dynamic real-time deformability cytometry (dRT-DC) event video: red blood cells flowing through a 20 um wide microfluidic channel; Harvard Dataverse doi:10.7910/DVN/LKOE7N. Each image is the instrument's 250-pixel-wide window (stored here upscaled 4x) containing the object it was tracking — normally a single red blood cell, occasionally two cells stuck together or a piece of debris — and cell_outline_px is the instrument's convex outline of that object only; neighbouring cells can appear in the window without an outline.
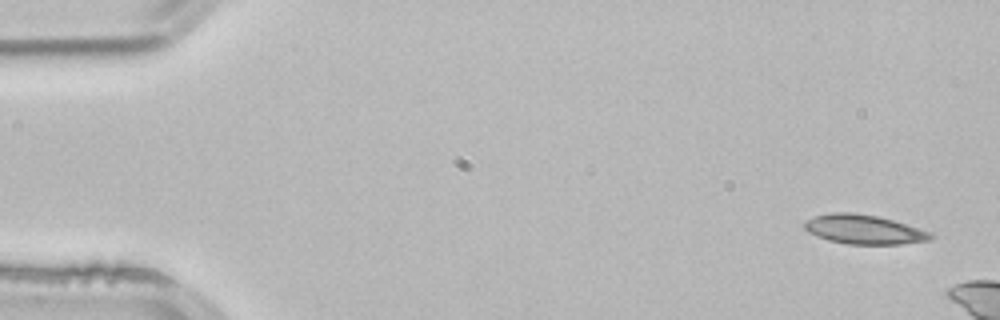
{"species": "common noctule bat (a hibernating species)", "species_latin": "Nyctalus noctula", "temperature_condition": "room temperature", "stored_images_in_passage": 5, "camera_frame_rate_fps": 3000, "um_per_image_px": 0.085, "animal": {"sex": "male", "body_mass_g": 21.5, "forearm_length_mm": 52.0}, "frame": {"image": 1, "passage_image": 1, "time_ms": 0.0, "image_size_px": [1000, 320], "cell_outline_px": [[936, 236], [932, 240], [900, 244], [848, 244], [828, 240], [816, 236], [808, 232], [804, 228], [804, 220], [816, 216], [832, 212], [852, 212], [880, 216], [932, 232]], "centroid_in_image_um": [73.46, 19.5], "position_along_channel_um": 11.5, "area_um2": 21.79}}
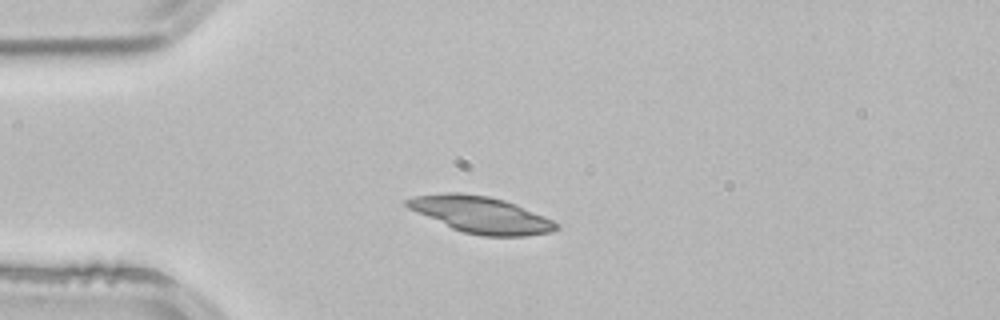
{"frame": {"image": 2, "passage_image": 4, "time_ms": 1.0, "image_size_px": [1000, 320], "cell_outline_px": [[560, 228], [552, 232], [528, 236], [484, 236], [464, 232], [452, 228], [416, 212], [408, 208], [404, 204], [404, 200], [416, 196], [448, 192], [460, 192], [488, 196], [504, 200], [516, 204], [544, 216], [560, 224]], "centroid_in_image_um": [40.9, 18.25], "position_along_channel_um": 44.1, "area_um2": 31.73}}
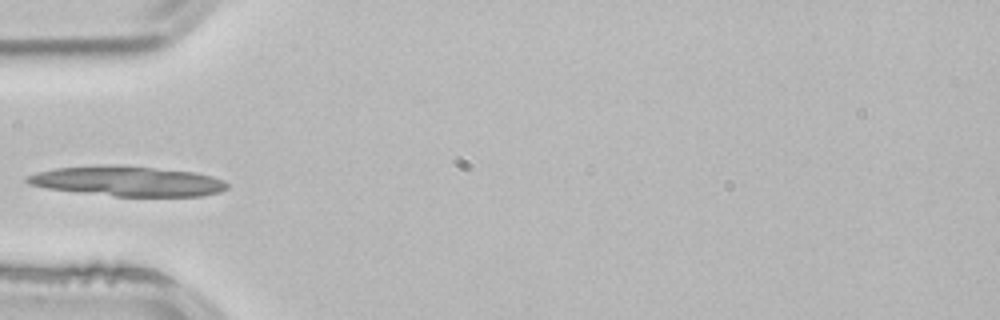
{"frame": {"image": 3, "passage_image": 5, "time_ms": 1.333, "image_size_px": [1000, 320], "cell_outline_px": [[228, 188], [220, 192], [200, 196], [116, 196], [80, 192], [48, 188], [28, 184], [24, 180], [28, 176], [36, 172], [56, 168], [152, 168], [192, 172], [212, 176], [224, 180], [228, 184]], "centroid_in_image_um": [10.92, 15.45], "position_along_channel_um": 74.1, "area_um2": 33.23}}